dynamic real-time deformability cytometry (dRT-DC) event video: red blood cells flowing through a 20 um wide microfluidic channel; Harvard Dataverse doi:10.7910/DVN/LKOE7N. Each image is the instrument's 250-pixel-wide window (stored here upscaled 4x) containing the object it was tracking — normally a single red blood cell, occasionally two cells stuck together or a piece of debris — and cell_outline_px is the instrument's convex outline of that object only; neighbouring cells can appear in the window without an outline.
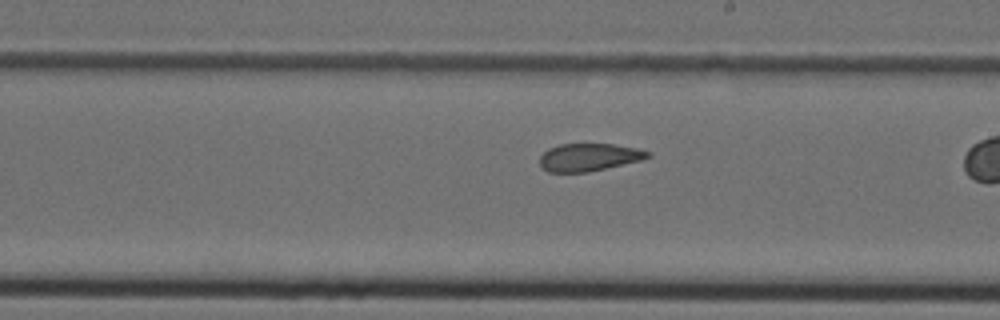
{"species": "Egyptian fruit bat (a non-hibernating species)", "species_latin": "Rousettus aegyptiacus", "temperature_condition": "cold", "stored_images_in_passage": 33, "camera_frame_rate_fps": 3000, "um_per_image_px": 0.085, "animal": {"sex": "female"}, "frame": {"image": 1, "passage_image": 24, "time_ms": 7.667, "image_size_px": [1000, 320], "cell_outline_px": [[652, 156], [644, 160], [588, 172], [548, 172], [540, 168], [540, 156], [548, 148], [560, 144], [612, 144], [636, 148], [652, 152]], "centroid_in_image_um": [50.08, 13.37], "position_along_channel_um": 238.9, "area_um2": 17.63}}
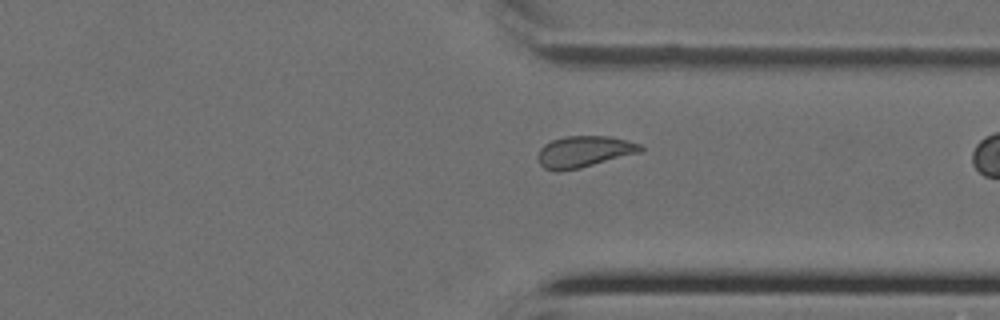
{"frame": {"image": 2, "passage_image": 32, "time_ms": 10.333, "image_size_px": [1000, 320], "cell_outline_px": [[644, 148], [640, 152], [580, 168], [560, 172], [556, 172], [544, 168], [540, 164], [536, 156], [540, 148], [544, 144], [552, 140], [564, 136], [612, 136], [628, 140], [640, 144]], "centroid_in_image_um": [49.61, 12.89], "position_along_channel_um": 361.8, "area_um2": 18.96}}